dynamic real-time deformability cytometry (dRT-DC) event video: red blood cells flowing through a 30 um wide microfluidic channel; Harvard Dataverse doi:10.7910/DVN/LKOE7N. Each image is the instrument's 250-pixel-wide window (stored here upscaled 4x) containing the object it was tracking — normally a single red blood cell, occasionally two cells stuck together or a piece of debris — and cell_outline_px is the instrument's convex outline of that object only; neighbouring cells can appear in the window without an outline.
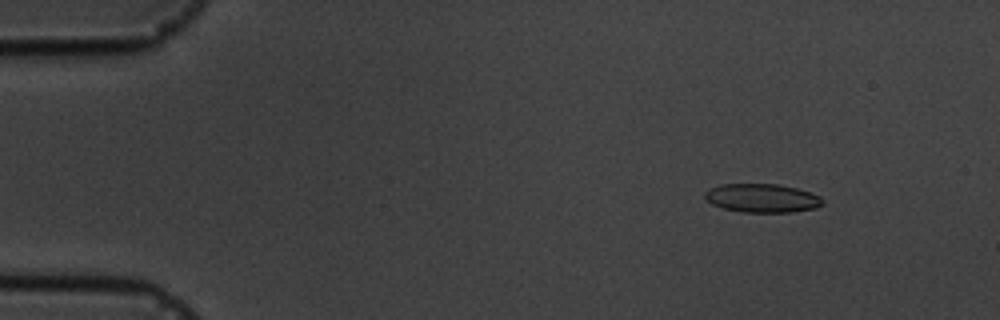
{"species": "common noctule bat (a hibernating species)", "species_latin": "Nyctalus noctula", "temperature_condition": "cold", "stored_images_in_passage": 6, "camera_frame_rate_fps": 3000, "um_per_image_px": 0.085, "animal": {"sex": "male", "body_mass_g": 19.5, "forearm_length_mm": 54.6}, "frame": {"image": 1, "passage_image": 2, "time_ms": 1.0, "image_size_px": [1000, 320], "cell_outline_px": [[824, 204], [816, 208], [792, 212], [744, 212], [724, 208], [712, 204], [704, 196], [704, 192], [708, 188], [720, 184], [776, 184], [796, 188], [820, 196], [824, 200]], "centroid_in_image_um": [64.78, 16.83], "position_along_channel_um": 20.2, "area_um2": 19.65}}
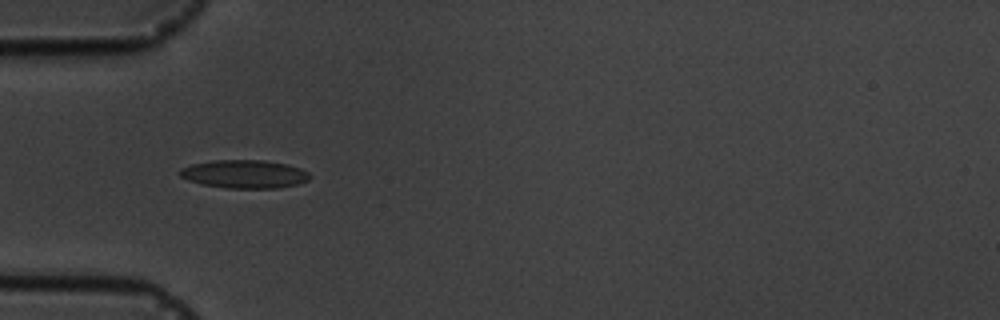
{"frame": {"image": 2, "passage_image": 5, "time_ms": 4.667, "image_size_px": [1000, 320], "cell_outline_px": [[312, 176], [308, 180], [296, 184], [276, 188], [228, 188], [200, 184], [188, 180], [180, 176], [180, 168], [192, 164], [212, 160], [264, 160], [288, 164], [300, 168], [308, 172]], "centroid_in_image_um": [20.78, 14.79], "position_along_channel_um": 64.2, "area_um2": 21.44}}
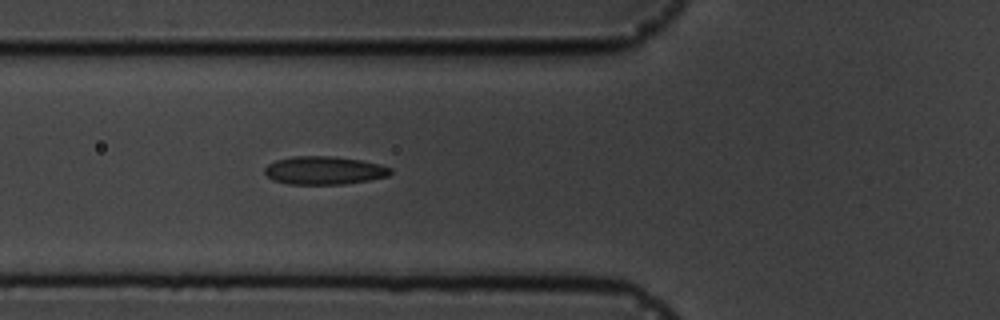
{"frame": {"image": 3, "passage_image": 6, "time_ms": 5.667, "image_size_px": [1000, 320], "cell_outline_px": [[392, 172], [388, 176], [368, 180], [344, 184], [288, 184], [272, 180], [264, 172], [264, 168], [268, 164], [276, 160], [292, 156], [332, 156], [360, 160], [380, 164], [392, 168]], "centroid_in_image_um": [27.54, 14.48], "position_along_channel_um": 98.3, "area_um2": 20.69}}